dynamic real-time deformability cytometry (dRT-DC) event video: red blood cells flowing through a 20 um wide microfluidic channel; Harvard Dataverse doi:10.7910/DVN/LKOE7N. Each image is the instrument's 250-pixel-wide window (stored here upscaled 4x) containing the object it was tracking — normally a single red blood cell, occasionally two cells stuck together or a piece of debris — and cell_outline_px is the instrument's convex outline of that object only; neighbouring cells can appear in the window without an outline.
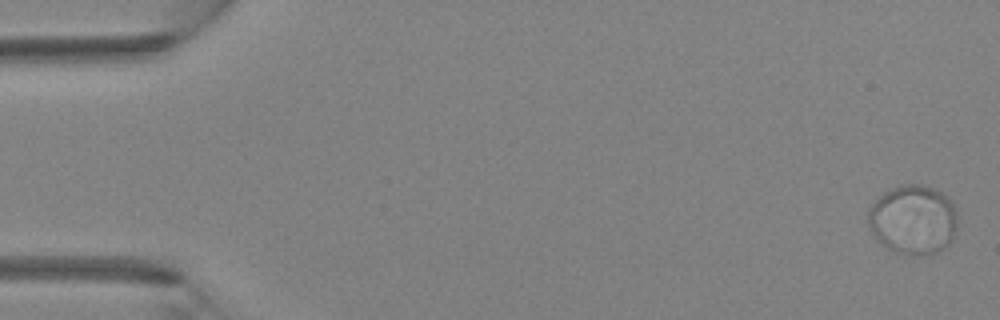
{"species": "Egyptian fruit bat (a non-hibernating species)", "species_latin": "Rousettus aegyptiacus", "temperature_condition": "room temperature", "stored_images_in_passage": 4, "camera_frame_rate_fps": 3000, "um_per_image_px": 0.085, "animal": {"sex": "female"}, "frame": {"image": 1, "passage_image": 1, "time_ms": 0.0, "image_size_px": [1000, 320], "cell_outline_px": [[956, 228], [952, 240], [948, 244], [936, 252], [900, 252], [888, 248], [880, 244], [872, 232], [868, 224], [868, 208], [884, 192], [900, 184], [920, 184], [932, 188], [948, 196], [956, 212]], "centroid_in_image_um": [77.59, 18.62], "position_along_channel_um": 7.4, "area_um2": 35.49}}
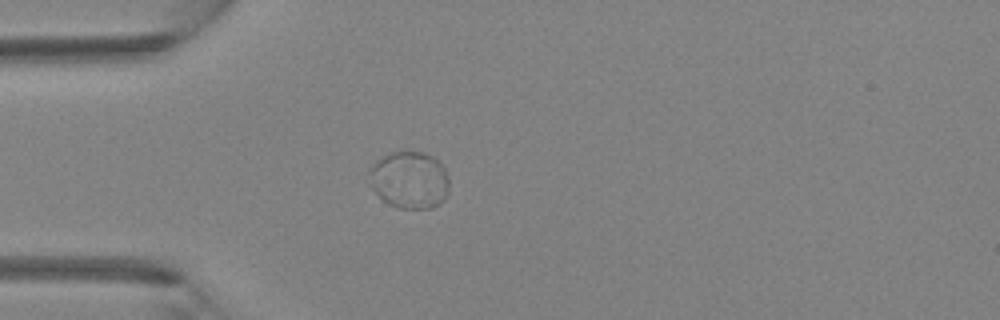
{"frame": {"image": 2, "passage_image": 4, "time_ms": 1.0, "image_size_px": [1000, 320], "cell_outline_px": [[448, 196], [440, 204], [432, 208], [396, 208], [388, 204], [368, 184], [368, 172], [376, 160], [400, 148], [424, 152], [432, 156], [448, 172]], "centroid_in_image_um": [34.8, 15.27], "position_along_channel_um": 50.2, "area_um2": 27.34}}